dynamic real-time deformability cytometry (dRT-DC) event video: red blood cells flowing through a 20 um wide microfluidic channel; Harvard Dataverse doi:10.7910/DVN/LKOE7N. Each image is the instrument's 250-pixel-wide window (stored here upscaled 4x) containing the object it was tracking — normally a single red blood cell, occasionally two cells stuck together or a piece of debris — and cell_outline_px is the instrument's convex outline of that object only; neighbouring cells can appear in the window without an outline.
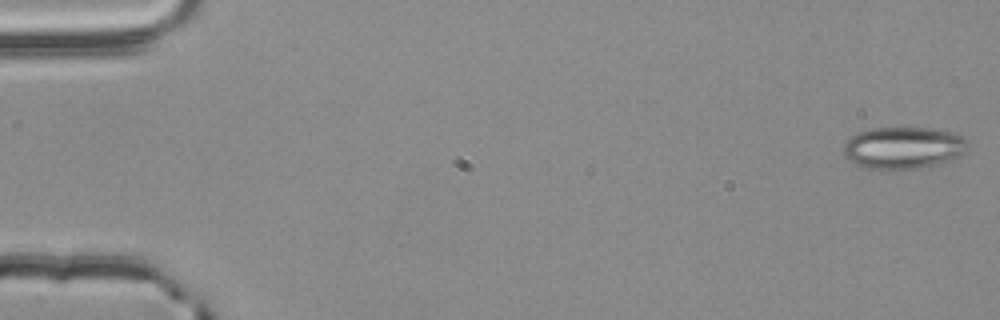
{"species": "common noctule bat (a hibernating species)", "species_latin": "Nyctalus noctula", "temperature_condition": "room temperature", "stored_images_in_passage": 55, "camera_frame_rate_fps": 3000, "um_per_image_px": 0.085, "animal": {"sex": "male", "body_mass_g": 20.4}, "frame": {"image": 1, "passage_image": 1, "time_ms": 0.0, "image_size_px": [1000, 320], "cell_outline_px": [[968, 144], [964, 152], [960, 156], [948, 160], [916, 168], [888, 172], [868, 168], [856, 164], [844, 156], [844, 144], [856, 132], [868, 128], [932, 128], [948, 132], [960, 136]], "centroid_in_image_um": [76.71, 12.58], "position_along_channel_um": 8.3, "area_um2": 30.4}}
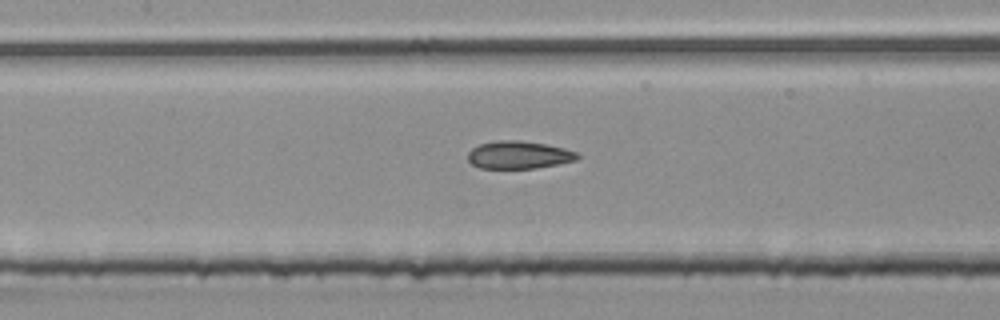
{"frame": {"image": 2, "passage_image": 26, "time_ms": 8.333, "image_size_px": [1000, 320], "cell_outline_px": [[580, 156], [576, 160], [560, 164], [536, 168], [480, 168], [472, 164], [468, 160], [468, 152], [472, 148], [480, 144], [496, 140], [520, 140], [548, 144], [580, 152]], "centroid_in_image_um": [44.14, 13.16], "position_along_channel_um": 163.3, "area_um2": 17.92}}
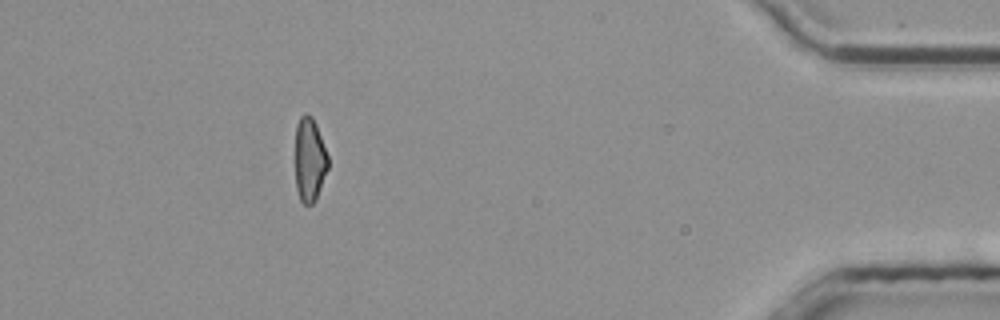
{"frame": {"image": 3, "passage_image": 50, "time_ms": 16.333, "image_size_px": [1000, 320], "cell_outline_px": [[328, 168], [316, 200], [312, 204], [304, 204], [300, 200], [296, 188], [296, 124], [300, 116], [304, 112], [308, 112], [312, 116], [316, 124], [328, 156]], "centroid_in_image_um": [26.31, 13.55], "position_along_channel_um": 408.9, "area_um2": 16.13}, "authors_computed_cell_mechanics": {"area_um2": 17.918, "velocity_mm_per_s": 3.7931, "shape_relaxation_time_tau1_ms": null, "shape_relaxation_time_tau2_ms": 2.9195, "deformation_change_tau1": null, "deformation_change_tau2": 0.0957}}